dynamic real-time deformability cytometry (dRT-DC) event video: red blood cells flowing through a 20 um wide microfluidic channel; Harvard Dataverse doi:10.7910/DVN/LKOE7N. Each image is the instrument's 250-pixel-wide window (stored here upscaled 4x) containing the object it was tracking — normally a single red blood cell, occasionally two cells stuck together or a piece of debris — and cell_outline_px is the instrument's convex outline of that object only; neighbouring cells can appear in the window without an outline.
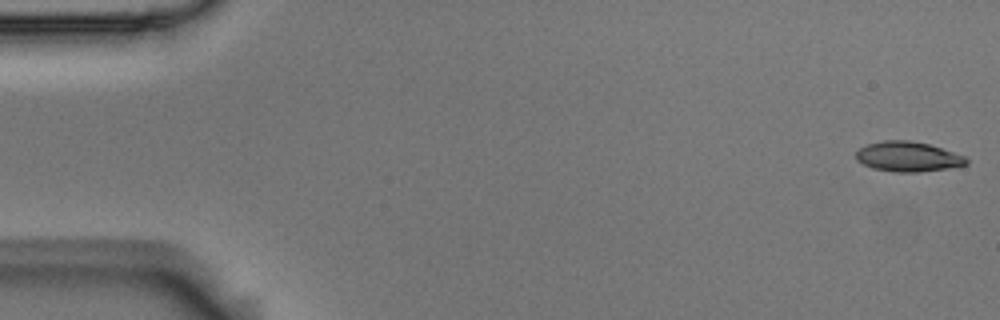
{"species": "Egyptian fruit bat (a non-hibernating species)", "species_latin": "Rousettus aegyptiacus", "temperature_condition": "room temperature", "stored_images_in_passage": 5, "camera_frame_rate_fps": 3000, "um_per_image_px": 0.085, "animal": {"sex": "male"}, "frame": {"image": 1, "passage_image": 1, "time_ms": 0.0, "image_size_px": [1000, 320], "cell_outline_px": [[968, 164], [948, 168], [916, 172], [896, 172], [872, 168], [856, 160], [856, 152], [860, 148], [868, 144], [884, 140], [912, 140], [928, 144], [964, 156], [968, 160]], "centroid_in_image_um": [77.15, 13.31], "position_along_channel_um": 7.8, "area_um2": 19.07}}
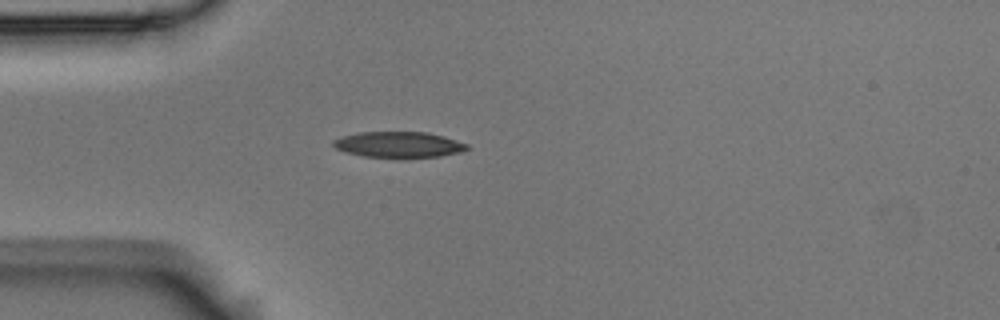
{"frame": {"image": 2, "passage_image": 5, "time_ms": 1.333, "image_size_px": [1000, 320], "cell_outline_px": [[468, 148], [460, 152], [440, 156], [396, 160], [364, 156], [348, 152], [336, 148], [332, 144], [332, 140], [344, 136], [360, 132], [428, 132], [444, 136], [468, 144]], "centroid_in_image_um": [33.91, 12.32], "position_along_channel_um": 51.1, "area_um2": 20.63}}